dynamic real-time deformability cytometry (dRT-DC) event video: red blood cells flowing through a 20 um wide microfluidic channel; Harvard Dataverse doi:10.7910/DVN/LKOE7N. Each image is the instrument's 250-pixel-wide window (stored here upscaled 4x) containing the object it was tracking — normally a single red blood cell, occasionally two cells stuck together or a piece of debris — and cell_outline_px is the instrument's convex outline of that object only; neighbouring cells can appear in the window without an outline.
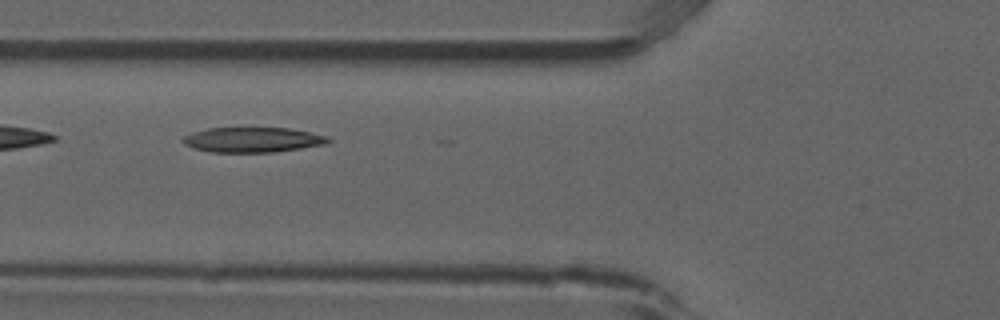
{"species": "common noctule bat (a hibernating species)", "species_latin": "Nyctalus noctula", "temperature_condition": "room temperature", "stored_images_in_passage": 7, "camera_frame_rate_fps": 3000, "um_per_image_px": 0.085, "animal": {"sex": "male", "forearm_length_mm": 52.5}, "frame": {"image": 1, "passage_image": 4, "time_ms": 1.0, "image_size_px": [1000, 320], "cell_outline_px": [[332, 140], [328, 144], [272, 152], [212, 152], [192, 148], [184, 144], [180, 140], [184, 136], [192, 132], [208, 128], [292, 128], [328, 136]], "centroid_in_image_um": [21.48, 11.88], "position_along_channel_um": 104.3, "area_um2": 21.33}}
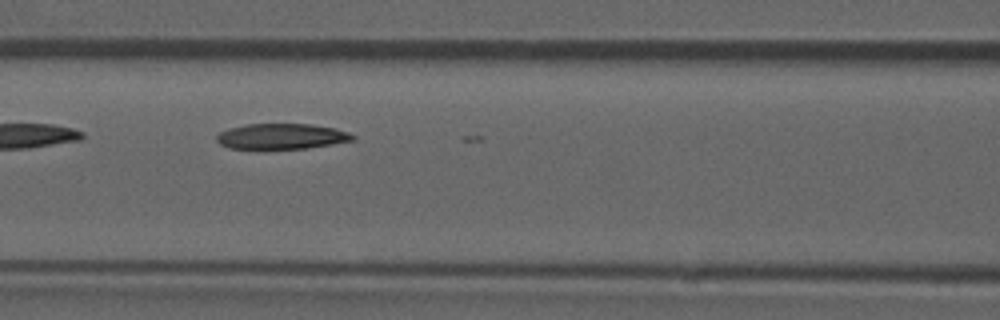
{"frame": {"image": 2, "passage_image": 5, "time_ms": 1.333, "image_size_px": [1000, 320], "cell_outline_px": [[356, 140], [332, 144], [304, 148], [228, 148], [220, 144], [216, 140], [216, 136], [220, 132], [228, 128], [244, 124], [312, 124], [336, 128], [348, 132], [356, 136]], "centroid_in_image_um": [23.95, 11.57], "position_along_channel_um": 142.7, "area_um2": 20.23}}